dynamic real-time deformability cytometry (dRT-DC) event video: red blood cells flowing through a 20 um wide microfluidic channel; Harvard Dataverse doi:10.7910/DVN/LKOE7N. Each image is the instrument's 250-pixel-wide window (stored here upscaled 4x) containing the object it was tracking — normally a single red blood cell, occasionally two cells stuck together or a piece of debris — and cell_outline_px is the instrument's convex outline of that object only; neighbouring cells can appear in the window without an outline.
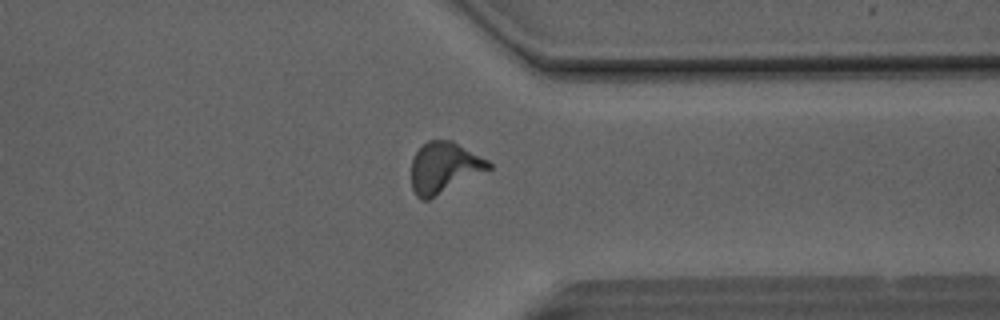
{"species": "Egyptian fruit bat (a non-hibernating species)", "species_latin": "Rousettus aegyptiacus", "temperature_condition": "room temperature", "stored_images_in_passage": 38, "camera_frame_rate_fps": 3000, "um_per_image_px": 0.085, "animal": {"sex": "male"}, "frame": {"image": 1, "passage_image": 27, "time_ms": 8.667, "image_size_px": [1000, 320], "cell_outline_px": [[492, 168], [428, 200], [420, 200], [416, 196], [412, 188], [412, 160], [416, 152], [428, 140], [452, 140], [488, 160], [492, 164]], "centroid_in_image_um": [37.75, 14.25], "position_along_channel_um": 373.7, "area_um2": 22.77}}
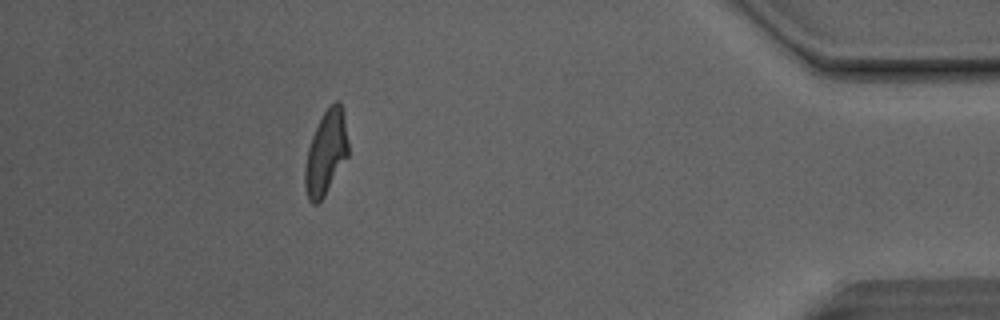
{"frame": {"image": 2, "passage_image": 33, "time_ms": 10.667, "image_size_px": [1000, 320], "cell_outline_px": [[348, 156], [324, 196], [316, 204], [312, 204], [308, 200], [304, 184], [304, 168], [308, 148], [312, 136], [324, 112], [336, 100], [340, 100], [344, 116], [348, 140]], "centroid_in_image_um": [27.7, 13.0], "position_along_channel_um": 407.5, "area_um2": 21.04}, "authors_computed_cell_mechanics": {"area_um2": 21.8484, "velocity_mm_per_s": 4.1419, "shape_relaxation_time_tau1_ms": 7.3781, "shape_relaxation_time_tau2_ms": 1.718, "deformation_change_tau1": 0.2295, "deformation_change_tau2": 0.0988}}